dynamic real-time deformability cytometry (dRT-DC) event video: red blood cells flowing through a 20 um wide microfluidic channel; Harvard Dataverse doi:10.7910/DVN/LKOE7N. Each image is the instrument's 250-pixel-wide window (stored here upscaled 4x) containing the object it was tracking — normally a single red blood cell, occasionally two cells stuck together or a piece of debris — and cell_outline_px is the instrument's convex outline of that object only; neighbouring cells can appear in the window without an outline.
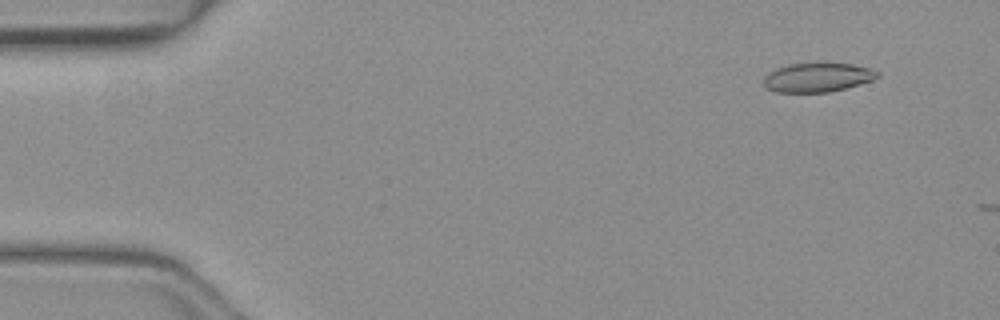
{"species": "common noctule bat (a hibernating species)", "species_latin": "Nyctalus noctula", "temperature_condition": "warm", "stored_images_in_passage": 6, "camera_frame_rate_fps": 3000, "um_per_image_px": 0.085, "animal": {"sex": "female", "body_mass_g": 19.3, "forearm_length_mm": 54.1}, "frame": {"image": 1, "passage_image": 5, "time_ms": 1.333, "image_size_px": [1000, 320], "cell_outline_px": [[880, 76], [872, 80], [844, 88], [828, 92], [776, 92], [764, 88], [764, 76], [768, 72], [776, 68], [788, 64], [852, 64], [868, 68], [880, 72]], "centroid_in_image_um": [69.44, 6.59], "position_along_channel_um": 15.6, "area_um2": 19.07}}